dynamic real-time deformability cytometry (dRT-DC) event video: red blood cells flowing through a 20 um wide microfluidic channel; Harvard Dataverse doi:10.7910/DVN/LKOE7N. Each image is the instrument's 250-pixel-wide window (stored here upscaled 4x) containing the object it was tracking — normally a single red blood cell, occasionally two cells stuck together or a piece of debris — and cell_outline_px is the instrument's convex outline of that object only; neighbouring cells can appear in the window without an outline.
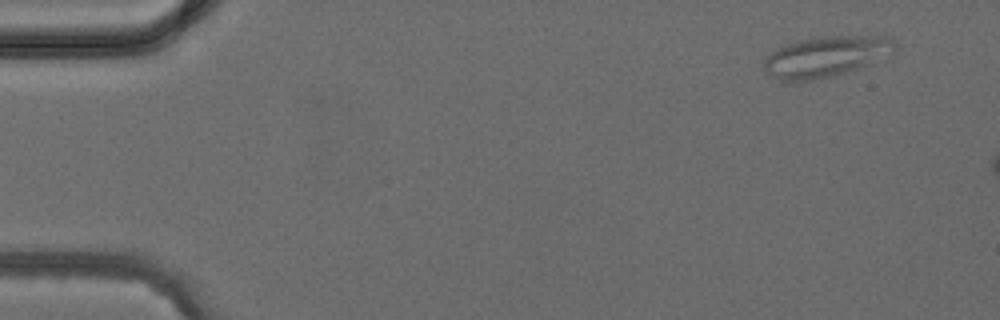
{"species": "common noctule bat (a hibernating species)", "species_latin": "Nyctalus noctula", "temperature_condition": "cold", "stored_images_in_passage": 3, "camera_frame_rate_fps": 3000, "um_per_image_px": 0.085, "animal": {"sex": "female", "body_mass_g": 24.6, "forearm_length_mm": 56.2}, "frame": {"image": 1, "passage_image": 1, "time_ms": 0.0, "image_size_px": [1000, 320], "cell_outline_px": [[896, 52], [856, 68], [832, 76], [812, 80], [780, 80], [772, 76], [764, 68], [764, 60], [776, 48], [784, 44], [800, 40], [820, 36], [888, 36], [896, 40]], "centroid_in_image_um": [70.23, 4.77], "position_along_channel_um": 14.8, "area_um2": 30.69}}